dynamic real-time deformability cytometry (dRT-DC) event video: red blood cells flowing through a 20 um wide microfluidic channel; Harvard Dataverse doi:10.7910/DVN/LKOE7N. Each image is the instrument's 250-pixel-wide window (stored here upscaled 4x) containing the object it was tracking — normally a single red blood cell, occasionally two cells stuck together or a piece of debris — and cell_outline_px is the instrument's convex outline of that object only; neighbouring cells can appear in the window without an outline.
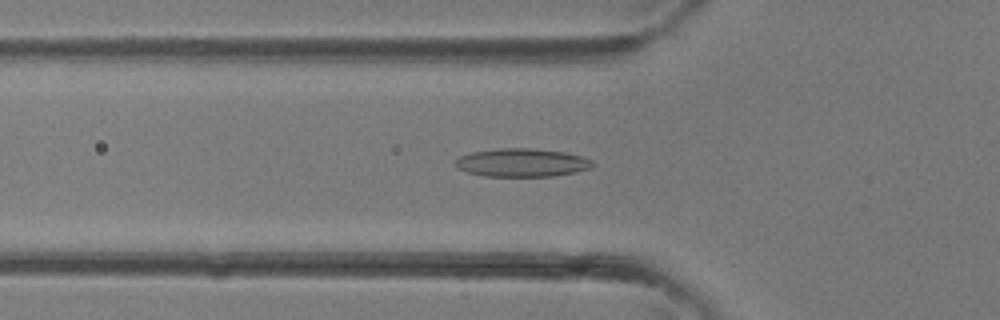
{"species": "common noctule bat (a hibernating species)", "species_latin": "Nyctalus noctula", "temperature_condition": "room temperature", "stored_images_in_passage": 37, "camera_frame_rate_fps": 3000, "um_per_image_px": 0.085, "animal": {"sex": "female"}, "frame": {"image": 1, "passage_image": 13, "time_ms": 4.0, "image_size_px": [1000, 320], "cell_outline_px": [[596, 164], [592, 168], [576, 172], [552, 176], [484, 176], [468, 172], [456, 168], [456, 160], [460, 156], [472, 152], [500, 148], [528, 148], [564, 152], [580, 156], [592, 160]], "centroid_in_image_um": [44.39, 13.83], "position_along_channel_um": 81.4, "area_um2": 22.54}}
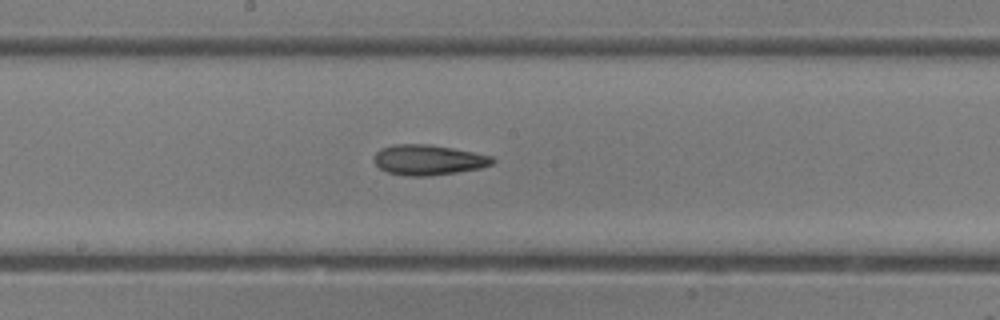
{"frame": {"image": 2, "passage_image": 20, "time_ms": 6.333, "image_size_px": [1000, 320], "cell_outline_px": [[496, 160], [492, 164], [480, 168], [456, 172], [428, 176], [404, 176], [388, 172], [380, 168], [372, 160], [376, 152], [380, 148], [392, 144], [428, 144], [452, 148], [492, 156]], "centroid_in_image_um": [36.37, 13.59], "position_along_channel_um": 211.8, "area_um2": 20.92}}
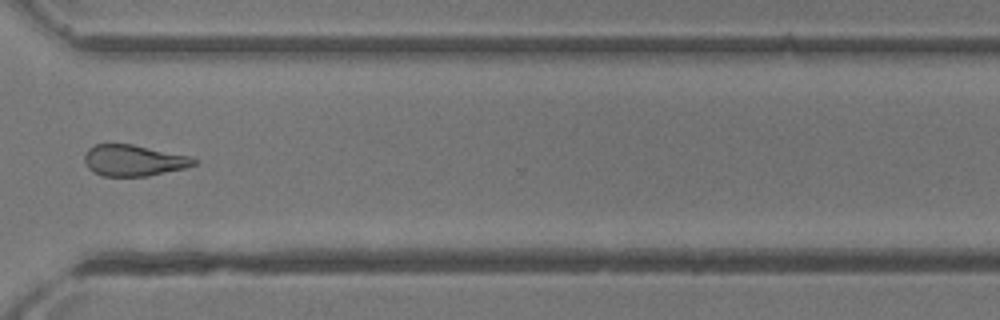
{"frame": {"image": 3, "passage_image": 28, "time_ms": 9.0, "image_size_px": [1000, 320], "cell_outline_px": [[196, 164], [188, 168], [148, 176], [104, 176], [92, 172], [88, 168], [84, 160], [84, 152], [88, 148], [96, 144], [132, 144], [188, 156], [196, 160]], "centroid_in_image_um": [11.33, 13.64], "position_along_channel_um": 359.3, "area_um2": 19.94}}